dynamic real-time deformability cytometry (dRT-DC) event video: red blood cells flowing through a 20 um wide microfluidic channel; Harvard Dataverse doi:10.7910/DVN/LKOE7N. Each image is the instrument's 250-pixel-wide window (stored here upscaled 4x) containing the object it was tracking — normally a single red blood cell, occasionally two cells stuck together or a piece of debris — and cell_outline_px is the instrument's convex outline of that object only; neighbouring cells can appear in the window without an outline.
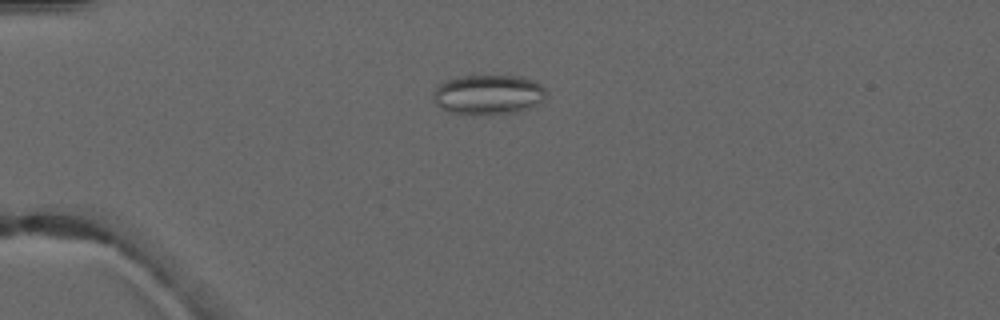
{"species": "common noctule bat (a hibernating species)", "species_latin": "Nyctalus noctula", "temperature_condition": "warm", "stored_images_in_passage": 4, "camera_frame_rate_fps": 3000, "um_per_image_px": 0.085, "animal": {"sex": "male", "forearm_length_mm": 52.5}, "frame": {"image": 1, "passage_image": 3, "time_ms": 2.333, "image_size_px": [1000, 320], "cell_outline_px": [[544, 100], [528, 108], [516, 112], [476, 116], [448, 112], [440, 108], [432, 100], [432, 96], [436, 88], [444, 80], [460, 76], [520, 76], [532, 80], [540, 84], [544, 88]], "centroid_in_image_um": [41.44, 8.06], "position_along_channel_um": 43.6, "area_um2": 26.47}}